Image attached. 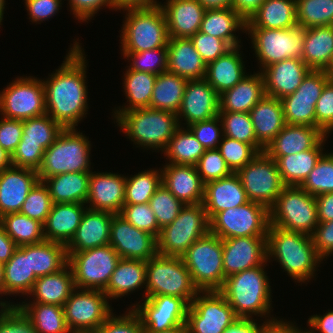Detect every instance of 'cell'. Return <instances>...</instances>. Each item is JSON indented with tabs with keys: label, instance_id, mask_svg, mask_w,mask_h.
Returning <instances> with one entry per match:
<instances>
[{
	"label": "cell",
	"instance_id": "8c879c8a",
	"mask_svg": "<svg viewBox=\"0 0 333 333\" xmlns=\"http://www.w3.org/2000/svg\"><path fill=\"white\" fill-rule=\"evenodd\" d=\"M70 10L79 22H88L102 7L115 10L113 0H68ZM88 20V21H87Z\"/></svg>",
	"mask_w": 333,
	"mask_h": 333
},
{
	"label": "cell",
	"instance_id": "816d5d0a",
	"mask_svg": "<svg viewBox=\"0 0 333 333\" xmlns=\"http://www.w3.org/2000/svg\"><path fill=\"white\" fill-rule=\"evenodd\" d=\"M160 170V171H159ZM162 185L161 169H147L126 176L125 205L145 204Z\"/></svg>",
	"mask_w": 333,
	"mask_h": 333
},
{
	"label": "cell",
	"instance_id": "4fadbf2b",
	"mask_svg": "<svg viewBox=\"0 0 333 333\" xmlns=\"http://www.w3.org/2000/svg\"><path fill=\"white\" fill-rule=\"evenodd\" d=\"M64 127L48 114L23 120V132L11 156L13 166L38 171L45 150L54 143Z\"/></svg>",
	"mask_w": 333,
	"mask_h": 333
},
{
	"label": "cell",
	"instance_id": "681fc988",
	"mask_svg": "<svg viewBox=\"0 0 333 333\" xmlns=\"http://www.w3.org/2000/svg\"><path fill=\"white\" fill-rule=\"evenodd\" d=\"M205 150L206 148L201 145L187 127L180 126L163 152L164 157L166 156V159L169 160L168 163L196 165Z\"/></svg>",
	"mask_w": 333,
	"mask_h": 333
},
{
	"label": "cell",
	"instance_id": "ee69618b",
	"mask_svg": "<svg viewBox=\"0 0 333 333\" xmlns=\"http://www.w3.org/2000/svg\"><path fill=\"white\" fill-rule=\"evenodd\" d=\"M328 135L313 149L294 155L281 156L276 160L278 171L286 186H300L324 154L323 146Z\"/></svg>",
	"mask_w": 333,
	"mask_h": 333
},
{
	"label": "cell",
	"instance_id": "8fae6325",
	"mask_svg": "<svg viewBox=\"0 0 333 333\" xmlns=\"http://www.w3.org/2000/svg\"><path fill=\"white\" fill-rule=\"evenodd\" d=\"M251 39L253 51L260 63V72L267 66L284 59L302 60L304 28L296 26L289 29L246 28Z\"/></svg>",
	"mask_w": 333,
	"mask_h": 333
},
{
	"label": "cell",
	"instance_id": "003e7915",
	"mask_svg": "<svg viewBox=\"0 0 333 333\" xmlns=\"http://www.w3.org/2000/svg\"><path fill=\"white\" fill-rule=\"evenodd\" d=\"M186 127L206 149H218L221 137H223L222 122L218 115L212 119L195 122Z\"/></svg>",
	"mask_w": 333,
	"mask_h": 333
},
{
	"label": "cell",
	"instance_id": "94428289",
	"mask_svg": "<svg viewBox=\"0 0 333 333\" xmlns=\"http://www.w3.org/2000/svg\"><path fill=\"white\" fill-rule=\"evenodd\" d=\"M0 307V333H38L16 303L0 301Z\"/></svg>",
	"mask_w": 333,
	"mask_h": 333
},
{
	"label": "cell",
	"instance_id": "ba28073f",
	"mask_svg": "<svg viewBox=\"0 0 333 333\" xmlns=\"http://www.w3.org/2000/svg\"><path fill=\"white\" fill-rule=\"evenodd\" d=\"M199 291H219L225 281L223 240L210 231L196 240L182 256Z\"/></svg>",
	"mask_w": 333,
	"mask_h": 333
},
{
	"label": "cell",
	"instance_id": "d4e9b609",
	"mask_svg": "<svg viewBox=\"0 0 333 333\" xmlns=\"http://www.w3.org/2000/svg\"><path fill=\"white\" fill-rule=\"evenodd\" d=\"M39 181L37 171L9 166L0 172V218L20 212L28 193Z\"/></svg>",
	"mask_w": 333,
	"mask_h": 333
},
{
	"label": "cell",
	"instance_id": "b62a3aed",
	"mask_svg": "<svg viewBox=\"0 0 333 333\" xmlns=\"http://www.w3.org/2000/svg\"><path fill=\"white\" fill-rule=\"evenodd\" d=\"M11 165V155L0 146V172Z\"/></svg>",
	"mask_w": 333,
	"mask_h": 333
},
{
	"label": "cell",
	"instance_id": "e7e4bbea",
	"mask_svg": "<svg viewBox=\"0 0 333 333\" xmlns=\"http://www.w3.org/2000/svg\"><path fill=\"white\" fill-rule=\"evenodd\" d=\"M190 40L206 65L232 49L226 41L200 31L191 36Z\"/></svg>",
	"mask_w": 333,
	"mask_h": 333
},
{
	"label": "cell",
	"instance_id": "11a10c76",
	"mask_svg": "<svg viewBox=\"0 0 333 333\" xmlns=\"http://www.w3.org/2000/svg\"><path fill=\"white\" fill-rule=\"evenodd\" d=\"M300 187L315 197L333 193V151L321 156Z\"/></svg>",
	"mask_w": 333,
	"mask_h": 333
},
{
	"label": "cell",
	"instance_id": "8992f818",
	"mask_svg": "<svg viewBox=\"0 0 333 333\" xmlns=\"http://www.w3.org/2000/svg\"><path fill=\"white\" fill-rule=\"evenodd\" d=\"M121 27L122 52H142L168 45L169 35L165 14L160 6L127 8Z\"/></svg>",
	"mask_w": 333,
	"mask_h": 333
},
{
	"label": "cell",
	"instance_id": "6da1fadb",
	"mask_svg": "<svg viewBox=\"0 0 333 333\" xmlns=\"http://www.w3.org/2000/svg\"><path fill=\"white\" fill-rule=\"evenodd\" d=\"M80 44L75 40L61 66L55 73H51L46 81L42 80L46 114L64 128L78 126L89 109L86 85L87 60Z\"/></svg>",
	"mask_w": 333,
	"mask_h": 333
},
{
	"label": "cell",
	"instance_id": "4316f807",
	"mask_svg": "<svg viewBox=\"0 0 333 333\" xmlns=\"http://www.w3.org/2000/svg\"><path fill=\"white\" fill-rule=\"evenodd\" d=\"M113 215L114 213L108 211L87 208L74 236L66 245L67 253L109 245Z\"/></svg>",
	"mask_w": 333,
	"mask_h": 333
},
{
	"label": "cell",
	"instance_id": "f5cc1de1",
	"mask_svg": "<svg viewBox=\"0 0 333 333\" xmlns=\"http://www.w3.org/2000/svg\"><path fill=\"white\" fill-rule=\"evenodd\" d=\"M299 27L333 26V0H296Z\"/></svg>",
	"mask_w": 333,
	"mask_h": 333
},
{
	"label": "cell",
	"instance_id": "603a6c76",
	"mask_svg": "<svg viewBox=\"0 0 333 333\" xmlns=\"http://www.w3.org/2000/svg\"><path fill=\"white\" fill-rule=\"evenodd\" d=\"M220 95L205 80H188L184 89L181 107L177 113L178 122L184 126L206 121L219 114ZM181 119V120H180Z\"/></svg>",
	"mask_w": 333,
	"mask_h": 333
},
{
	"label": "cell",
	"instance_id": "7a4b0ae2",
	"mask_svg": "<svg viewBox=\"0 0 333 333\" xmlns=\"http://www.w3.org/2000/svg\"><path fill=\"white\" fill-rule=\"evenodd\" d=\"M273 258L295 282L313 279L323 259L317 254L311 235L270 225L267 234V260Z\"/></svg>",
	"mask_w": 333,
	"mask_h": 333
},
{
	"label": "cell",
	"instance_id": "f1b7e54d",
	"mask_svg": "<svg viewBox=\"0 0 333 333\" xmlns=\"http://www.w3.org/2000/svg\"><path fill=\"white\" fill-rule=\"evenodd\" d=\"M327 135L317 127L285 124L264 150L275 161L315 148Z\"/></svg>",
	"mask_w": 333,
	"mask_h": 333
},
{
	"label": "cell",
	"instance_id": "836d02e7",
	"mask_svg": "<svg viewBox=\"0 0 333 333\" xmlns=\"http://www.w3.org/2000/svg\"><path fill=\"white\" fill-rule=\"evenodd\" d=\"M249 114L257 143L265 150L286 124L281 99L265 95Z\"/></svg>",
	"mask_w": 333,
	"mask_h": 333
},
{
	"label": "cell",
	"instance_id": "7dc6e473",
	"mask_svg": "<svg viewBox=\"0 0 333 333\" xmlns=\"http://www.w3.org/2000/svg\"><path fill=\"white\" fill-rule=\"evenodd\" d=\"M187 79L168 71L157 75L150 108L177 114L184 95Z\"/></svg>",
	"mask_w": 333,
	"mask_h": 333
},
{
	"label": "cell",
	"instance_id": "44dd1931",
	"mask_svg": "<svg viewBox=\"0 0 333 333\" xmlns=\"http://www.w3.org/2000/svg\"><path fill=\"white\" fill-rule=\"evenodd\" d=\"M109 244L123 259L147 262L157 254L156 237L136 228L119 214L112 217Z\"/></svg>",
	"mask_w": 333,
	"mask_h": 333
},
{
	"label": "cell",
	"instance_id": "d590c367",
	"mask_svg": "<svg viewBox=\"0 0 333 333\" xmlns=\"http://www.w3.org/2000/svg\"><path fill=\"white\" fill-rule=\"evenodd\" d=\"M240 47H233L225 55L211 61L206 66L204 79L219 95L233 88L247 75Z\"/></svg>",
	"mask_w": 333,
	"mask_h": 333
},
{
	"label": "cell",
	"instance_id": "2644e50d",
	"mask_svg": "<svg viewBox=\"0 0 333 333\" xmlns=\"http://www.w3.org/2000/svg\"><path fill=\"white\" fill-rule=\"evenodd\" d=\"M29 19L32 23L49 20L61 10L62 0H24ZM40 22V23H39Z\"/></svg>",
	"mask_w": 333,
	"mask_h": 333
},
{
	"label": "cell",
	"instance_id": "deb4b68c",
	"mask_svg": "<svg viewBox=\"0 0 333 333\" xmlns=\"http://www.w3.org/2000/svg\"><path fill=\"white\" fill-rule=\"evenodd\" d=\"M113 2L116 11L127 8H150L161 4L157 0H113Z\"/></svg>",
	"mask_w": 333,
	"mask_h": 333
},
{
	"label": "cell",
	"instance_id": "1f68e13d",
	"mask_svg": "<svg viewBox=\"0 0 333 333\" xmlns=\"http://www.w3.org/2000/svg\"><path fill=\"white\" fill-rule=\"evenodd\" d=\"M206 66L190 38L169 37L167 45L168 72L187 80H200L205 78Z\"/></svg>",
	"mask_w": 333,
	"mask_h": 333
},
{
	"label": "cell",
	"instance_id": "74e56055",
	"mask_svg": "<svg viewBox=\"0 0 333 333\" xmlns=\"http://www.w3.org/2000/svg\"><path fill=\"white\" fill-rule=\"evenodd\" d=\"M246 30V20L232 7L207 9L200 32L226 41L232 48L241 46V39L234 33Z\"/></svg>",
	"mask_w": 333,
	"mask_h": 333
},
{
	"label": "cell",
	"instance_id": "91938a15",
	"mask_svg": "<svg viewBox=\"0 0 333 333\" xmlns=\"http://www.w3.org/2000/svg\"><path fill=\"white\" fill-rule=\"evenodd\" d=\"M52 204L48 188L43 181L39 180L28 193L20 213L44 224L50 213Z\"/></svg>",
	"mask_w": 333,
	"mask_h": 333
},
{
	"label": "cell",
	"instance_id": "e575fe53",
	"mask_svg": "<svg viewBox=\"0 0 333 333\" xmlns=\"http://www.w3.org/2000/svg\"><path fill=\"white\" fill-rule=\"evenodd\" d=\"M265 95L262 73L247 74L233 88L220 94L219 112L249 113Z\"/></svg>",
	"mask_w": 333,
	"mask_h": 333
},
{
	"label": "cell",
	"instance_id": "bcb514c9",
	"mask_svg": "<svg viewBox=\"0 0 333 333\" xmlns=\"http://www.w3.org/2000/svg\"><path fill=\"white\" fill-rule=\"evenodd\" d=\"M157 75L139 72L136 70L126 69L124 73V94H126V106H120L114 111V119L116 120L123 112L136 108H150L152 91L155 85ZM119 109V110H118Z\"/></svg>",
	"mask_w": 333,
	"mask_h": 333
},
{
	"label": "cell",
	"instance_id": "ac0fdd59",
	"mask_svg": "<svg viewBox=\"0 0 333 333\" xmlns=\"http://www.w3.org/2000/svg\"><path fill=\"white\" fill-rule=\"evenodd\" d=\"M107 300L102 290L75 288L63 306L68 329L97 330L113 313Z\"/></svg>",
	"mask_w": 333,
	"mask_h": 333
},
{
	"label": "cell",
	"instance_id": "8d00e7d4",
	"mask_svg": "<svg viewBox=\"0 0 333 333\" xmlns=\"http://www.w3.org/2000/svg\"><path fill=\"white\" fill-rule=\"evenodd\" d=\"M73 271L67 264L60 271L37 278L31 292L28 294L31 303L52 304L64 306L75 289Z\"/></svg>",
	"mask_w": 333,
	"mask_h": 333
},
{
	"label": "cell",
	"instance_id": "5803f987",
	"mask_svg": "<svg viewBox=\"0 0 333 333\" xmlns=\"http://www.w3.org/2000/svg\"><path fill=\"white\" fill-rule=\"evenodd\" d=\"M3 283H4V268L3 264H0V295L3 296Z\"/></svg>",
	"mask_w": 333,
	"mask_h": 333
},
{
	"label": "cell",
	"instance_id": "cb8c5ba5",
	"mask_svg": "<svg viewBox=\"0 0 333 333\" xmlns=\"http://www.w3.org/2000/svg\"><path fill=\"white\" fill-rule=\"evenodd\" d=\"M126 176L111 172H91L87 207L119 214L125 205Z\"/></svg>",
	"mask_w": 333,
	"mask_h": 333
},
{
	"label": "cell",
	"instance_id": "484cf974",
	"mask_svg": "<svg viewBox=\"0 0 333 333\" xmlns=\"http://www.w3.org/2000/svg\"><path fill=\"white\" fill-rule=\"evenodd\" d=\"M310 70L298 58L284 59L265 67L261 73L266 95L282 99L293 94Z\"/></svg>",
	"mask_w": 333,
	"mask_h": 333
},
{
	"label": "cell",
	"instance_id": "83f0119b",
	"mask_svg": "<svg viewBox=\"0 0 333 333\" xmlns=\"http://www.w3.org/2000/svg\"><path fill=\"white\" fill-rule=\"evenodd\" d=\"M161 173L162 185L184 205L202 203L204 183L195 165L166 163Z\"/></svg>",
	"mask_w": 333,
	"mask_h": 333
},
{
	"label": "cell",
	"instance_id": "a7ac6f4b",
	"mask_svg": "<svg viewBox=\"0 0 333 333\" xmlns=\"http://www.w3.org/2000/svg\"><path fill=\"white\" fill-rule=\"evenodd\" d=\"M316 127L326 135L333 131V78H330L315 106Z\"/></svg>",
	"mask_w": 333,
	"mask_h": 333
},
{
	"label": "cell",
	"instance_id": "30bf717a",
	"mask_svg": "<svg viewBox=\"0 0 333 333\" xmlns=\"http://www.w3.org/2000/svg\"><path fill=\"white\" fill-rule=\"evenodd\" d=\"M270 225L312 235L319 224L315 196L300 186H286L269 208Z\"/></svg>",
	"mask_w": 333,
	"mask_h": 333
},
{
	"label": "cell",
	"instance_id": "7c38bea8",
	"mask_svg": "<svg viewBox=\"0 0 333 333\" xmlns=\"http://www.w3.org/2000/svg\"><path fill=\"white\" fill-rule=\"evenodd\" d=\"M210 232L228 239L247 236H267L270 226L269 208L249 201L232 209L216 213L210 220Z\"/></svg>",
	"mask_w": 333,
	"mask_h": 333
},
{
	"label": "cell",
	"instance_id": "f6af8a7d",
	"mask_svg": "<svg viewBox=\"0 0 333 333\" xmlns=\"http://www.w3.org/2000/svg\"><path fill=\"white\" fill-rule=\"evenodd\" d=\"M29 264L36 278L60 271L68 264L66 245L48 240L30 244Z\"/></svg>",
	"mask_w": 333,
	"mask_h": 333
},
{
	"label": "cell",
	"instance_id": "6f0895ef",
	"mask_svg": "<svg viewBox=\"0 0 333 333\" xmlns=\"http://www.w3.org/2000/svg\"><path fill=\"white\" fill-rule=\"evenodd\" d=\"M218 150L233 173L246 166L259 152L250 144L223 136Z\"/></svg>",
	"mask_w": 333,
	"mask_h": 333
},
{
	"label": "cell",
	"instance_id": "9a60e30c",
	"mask_svg": "<svg viewBox=\"0 0 333 333\" xmlns=\"http://www.w3.org/2000/svg\"><path fill=\"white\" fill-rule=\"evenodd\" d=\"M0 115L7 119L26 120L46 114L42 79L23 76L0 91Z\"/></svg>",
	"mask_w": 333,
	"mask_h": 333
},
{
	"label": "cell",
	"instance_id": "603ad722",
	"mask_svg": "<svg viewBox=\"0 0 333 333\" xmlns=\"http://www.w3.org/2000/svg\"><path fill=\"white\" fill-rule=\"evenodd\" d=\"M144 333H153V332H146L144 330ZM156 333H189V330L187 328V325L184 324L182 326H178V327H175V328L167 330V331L156 332Z\"/></svg>",
	"mask_w": 333,
	"mask_h": 333
},
{
	"label": "cell",
	"instance_id": "03108f58",
	"mask_svg": "<svg viewBox=\"0 0 333 333\" xmlns=\"http://www.w3.org/2000/svg\"><path fill=\"white\" fill-rule=\"evenodd\" d=\"M129 311V312H128ZM123 315L112 313L97 329L98 333H144V328L139 315L132 309Z\"/></svg>",
	"mask_w": 333,
	"mask_h": 333
},
{
	"label": "cell",
	"instance_id": "9c48e42d",
	"mask_svg": "<svg viewBox=\"0 0 333 333\" xmlns=\"http://www.w3.org/2000/svg\"><path fill=\"white\" fill-rule=\"evenodd\" d=\"M210 231V221L202 203L187 204L171 224L164 226L156 238L157 253L182 257L187 249Z\"/></svg>",
	"mask_w": 333,
	"mask_h": 333
},
{
	"label": "cell",
	"instance_id": "c3c4849f",
	"mask_svg": "<svg viewBox=\"0 0 333 333\" xmlns=\"http://www.w3.org/2000/svg\"><path fill=\"white\" fill-rule=\"evenodd\" d=\"M16 305L30 319L38 333H70L62 306L28 303L26 300Z\"/></svg>",
	"mask_w": 333,
	"mask_h": 333
},
{
	"label": "cell",
	"instance_id": "e0dca14e",
	"mask_svg": "<svg viewBox=\"0 0 333 333\" xmlns=\"http://www.w3.org/2000/svg\"><path fill=\"white\" fill-rule=\"evenodd\" d=\"M239 318L219 291H200L187 311L189 333H223Z\"/></svg>",
	"mask_w": 333,
	"mask_h": 333
},
{
	"label": "cell",
	"instance_id": "67dfc351",
	"mask_svg": "<svg viewBox=\"0 0 333 333\" xmlns=\"http://www.w3.org/2000/svg\"><path fill=\"white\" fill-rule=\"evenodd\" d=\"M207 9H221L232 7V0H198Z\"/></svg>",
	"mask_w": 333,
	"mask_h": 333
},
{
	"label": "cell",
	"instance_id": "89a4df30",
	"mask_svg": "<svg viewBox=\"0 0 333 333\" xmlns=\"http://www.w3.org/2000/svg\"><path fill=\"white\" fill-rule=\"evenodd\" d=\"M23 132V121L7 119L1 116L0 119V146L11 156L17 149Z\"/></svg>",
	"mask_w": 333,
	"mask_h": 333
},
{
	"label": "cell",
	"instance_id": "be15d7a7",
	"mask_svg": "<svg viewBox=\"0 0 333 333\" xmlns=\"http://www.w3.org/2000/svg\"><path fill=\"white\" fill-rule=\"evenodd\" d=\"M119 215L136 228L158 237L161 229L149 203L124 205Z\"/></svg>",
	"mask_w": 333,
	"mask_h": 333
},
{
	"label": "cell",
	"instance_id": "60d3db41",
	"mask_svg": "<svg viewBox=\"0 0 333 333\" xmlns=\"http://www.w3.org/2000/svg\"><path fill=\"white\" fill-rule=\"evenodd\" d=\"M3 268V295L21 294L28 297L37 279L30 271L29 245L19 246Z\"/></svg>",
	"mask_w": 333,
	"mask_h": 333
},
{
	"label": "cell",
	"instance_id": "b9fcfbb0",
	"mask_svg": "<svg viewBox=\"0 0 333 333\" xmlns=\"http://www.w3.org/2000/svg\"><path fill=\"white\" fill-rule=\"evenodd\" d=\"M18 247L0 225V264L7 263Z\"/></svg>",
	"mask_w": 333,
	"mask_h": 333
},
{
	"label": "cell",
	"instance_id": "979ff035",
	"mask_svg": "<svg viewBox=\"0 0 333 333\" xmlns=\"http://www.w3.org/2000/svg\"><path fill=\"white\" fill-rule=\"evenodd\" d=\"M258 320L238 319L231 326L224 330L223 333H257ZM257 322V323H256Z\"/></svg>",
	"mask_w": 333,
	"mask_h": 333
},
{
	"label": "cell",
	"instance_id": "4dcf8cb0",
	"mask_svg": "<svg viewBox=\"0 0 333 333\" xmlns=\"http://www.w3.org/2000/svg\"><path fill=\"white\" fill-rule=\"evenodd\" d=\"M249 202L241 180L236 173L204 184V205L208 219L216 213Z\"/></svg>",
	"mask_w": 333,
	"mask_h": 333
},
{
	"label": "cell",
	"instance_id": "db71d44e",
	"mask_svg": "<svg viewBox=\"0 0 333 333\" xmlns=\"http://www.w3.org/2000/svg\"><path fill=\"white\" fill-rule=\"evenodd\" d=\"M222 122L223 136L252 145L259 153L264 149L257 143L253 124L249 113L219 112Z\"/></svg>",
	"mask_w": 333,
	"mask_h": 333
},
{
	"label": "cell",
	"instance_id": "2a66077c",
	"mask_svg": "<svg viewBox=\"0 0 333 333\" xmlns=\"http://www.w3.org/2000/svg\"><path fill=\"white\" fill-rule=\"evenodd\" d=\"M317 217L319 222L333 221V193L316 196Z\"/></svg>",
	"mask_w": 333,
	"mask_h": 333
},
{
	"label": "cell",
	"instance_id": "11e5206c",
	"mask_svg": "<svg viewBox=\"0 0 333 333\" xmlns=\"http://www.w3.org/2000/svg\"><path fill=\"white\" fill-rule=\"evenodd\" d=\"M307 323L313 333H333V310L328 309L324 315H311Z\"/></svg>",
	"mask_w": 333,
	"mask_h": 333
},
{
	"label": "cell",
	"instance_id": "2e32d148",
	"mask_svg": "<svg viewBox=\"0 0 333 333\" xmlns=\"http://www.w3.org/2000/svg\"><path fill=\"white\" fill-rule=\"evenodd\" d=\"M239 176L249 201L270 208L286 187L278 171L276 161L265 151L260 152L246 166L239 169Z\"/></svg>",
	"mask_w": 333,
	"mask_h": 333
},
{
	"label": "cell",
	"instance_id": "5b68a950",
	"mask_svg": "<svg viewBox=\"0 0 333 333\" xmlns=\"http://www.w3.org/2000/svg\"><path fill=\"white\" fill-rule=\"evenodd\" d=\"M77 128H64L57 139L44 152L41 167L37 171L43 181L63 173H91V141Z\"/></svg>",
	"mask_w": 333,
	"mask_h": 333
},
{
	"label": "cell",
	"instance_id": "277c9868",
	"mask_svg": "<svg viewBox=\"0 0 333 333\" xmlns=\"http://www.w3.org/2000/svg\"><path fill=\"white\" fill-rule=\"evenodd\" d=\"M115 123L136 147L162 153L180 127L177 114L149 107L125 111Z\"/></svg>",
	"mask_w": 333,
	"mask_h": 333
},
{
	"label": "cell",
	"instance_id": "9f6ffc18",
	"mask_svg": "<svg viewBox=\"0 0 333 333\" xmlns=\"http://www.w3.org/2000/svg\"><path fill=\"white\" fill-rule=\"evenodd\" d=\"M127 60H132L131 70L159 75L167 71V46L142 52H121Z\"/></svg>",
	"mask_w": 333,
	"mask_h": 333
},
{
	"label": "cell",
	"instance_id": "680465c9",
	"mask_svg": "<svg viewBox=\"0 0 333 333\" xmlns=\"http://www.w3.org/2000/svg\"><path fill=\"white\" fill-rule=\"evenodd\" d=\"M149 205L154 212L160 229L171 224L184 206L164 185L156 190L149 200Z\"/></svg>",
	"mask_w": 333,
	"mask_h": 333
},
{
	"label": "cell",
	"instance_id": "ab89813d",
	"mask_svg": "<svg viewBox=\"0 0 333 333\" xmlns=\"http://www.w3.org/2000/svg\"><path fill=\"white\" fill-rule=\"evenodd\" d=\"M140 287L146 288V261L121 258L103 292L116 300Z\"/></svg>",
	"mask_w": 333,
	"mask_h": 333
},
{
	"label": "cell",
	"instance_id": "3957f363",
	"mask_svg": "<svg viewBox=\"0 0 333 333\" xmlns=\"http://www.w3.org/2000/svg\"><path fill=\"white\" fill-rule=\"evenodd\" d=\"M267 264L247 269L225 278L219 292L240 319L252 316L271 319V286L265 267ZM254 314V315H253Z\"/></svg>",
	"mask_w": 333,
	"mask_h": 333
},
{
	"label": "cell",
	"instance_id": "6125c7cd",
	"mask_svg": "<svg viewBox=\"0 0 333 333\" xmlns=\"http://www.w3.org/2000/svg\"><path fill=\"white\" fill-rule=\"evenodd\" d=\"M195 166L204 184L228 177L233 173L218 149H206Z\"/></svg>",
	"mask_w": 333,
	"mask_h": 333
},
{
	"label": "cell",
	"instance_id": "b9f144b4",
	"mask_svg": "<svg viewBox=\"0 0 333 333\" xmlns=\"http://www.w3.org/2000/svg\"><path fill=\"white\" fill-rule=\"evenodd\" d=\"M333 58V26L304 29L302 60L312 70H326Z\"/></svg>",
	"mask_w": 333,
	"mask_h": 333
},
{
	"label": "cell",
	"instance_id": "f546056e",
	"mask_svg": "<svg viewBox=\"0 0 333 333\" xmlns=\"http://www.w3.org/2000/svg\"><path fill=\"white\" fill-rule=\"evenodd\" d=\"M166 2V3H165ZM160 4L173 38H190L200 30L206 9L198 0H166Z\"/></svg>",
	"mask_w": 333,
	"mask_h": 333
},
{
	"label": "cell",
	"instance_id": "34e18365",
	"mask_svg": "<svg viewBox=\"0 0 333 333\" xmlns=\"http://www.w3.org/2000/svg\"><path fill=\"white\" fill-rule=\"evenodd\" d=\"M290 321H284L283 319L277 320L275 317L267 319L262 324H258L257 333H291L297 326Z\"/></svg>",
	"mask_w": 333,
	"mask_h": 333
},
{
	"label": "cell",
	"instance_id": "ffe728a7",
	"mask_svg": "<svg viewBox=\"0 0 333 333\" xmlns=\"http://www.w3.org/2000/svg\"><path fill=\"white\" fill-rule=\"evenodd\" d=\"M130 306L140 317L146 332H162L186 324L189 304L180 297L151 296Z\"/></svg>",
	"mask_w": 333,
	"mask_h": 333
},
{
	"label": "cell",
	"instance_id": "7bdbcfd3",
	"mask_svg": "<svg viewBox=\"0 0 333 333\" xmlns=\"http://www.w3.org/2000/svg\"><path fill=\"white\" fill-rule=\"evenodd\" d=\"M91 173H63L43 180L53 203L86 204Z\"/></svg>",
	"mask_w": 333,
	"mask_h": 333
},
{
	"label": "cell",
	"instance_id": "09005b40",
	"mask_svg": "<svg viewBox=\"0 0 333 333\" xmlns=\"http://www.w3.org/2000/svg\"><path fill=\"white\" fill-rule=\"evenodd\" d=\"M264 0H232L234 8L245 20L259 8Z\"/></svg>",
	"mask_w": 333,
	"mask_h": 333
},
{
	"label": "cell",
	"instance_id": "d6986e66",
	"mask_svg": "<svg viewBox=\"0 0 333 333\" xmlns=\"http://www.w3.org/2000/svg\"><path fill=\"white\" fill-rule=\"evenodd\" d=\"M325 70H310L293 94L281 99L286 124L316 127L315 106L326 82Z\"/></svg>",
	"mask_w": 333,
	"mask_h": 333
},
{
	"label": "cell",
	"instance_id": "753ad0ef",
	"mask_svg": "<svg viewBox=\"0 0 333 333\" xmlns=\"http://www.w3.org/2000/svg\"><path fill=\"white\" fill-rule=\"evenodd\" d=\"M311 237L317 254L323 260L333 254V221L319 222Z\"/></svg>",
	"mask_w": 333,
	"mask_h": 333
},
{
	"label": "cell",
	"instance_id": "f35d334b",
	"mask_svg": "<svg viewBox=\"0 0 333 333\" xmlns=\"http://www.w3.org/2000/svg\"><path fill=\"white\" fill-rule=\"evenodd\" d=\"M296 26V0H264L246 20V28L289 29Z\"/></svg>",
	"mask_w": 333,
	"mask_h": 333
},
{
	"label": "cell",
	"instance_id": "5bb4252c",
	"mask_svg": "<svg viewBox=\"0 0 333 333\" xmlns=\"http://www.w3.org/2000/svg\"><path fill=\"white\" fill-rule=\"evenodd\" d=\"M76 288L104 290L117 263L118 253L106 245L81 252L67 253Z\"/></svg>",
	"mask_w": 333,
	"mask_h": 333
},
{
	"label": "cell",
	"instance_id": "52a82bcc",
	"mask_svg": "<svg viewBox=\"0 0 333 333\" xmlns=\"http://www.w3.org/2000/svg\"><path fill=\"white\" fill-rule=\"evenodd\" d=\"M182 257L156 254L146 262L145 298L169 295L183 298L189 305L199 293Z\"/></svg>",
	"mask_w": 333,
	"mask_h": 333
},
{
	"label": "cell",
	"instance_id": "f907efd6",
	"mask_svg": "<svg viewBox=\"0 0 333 333\" xmlns=\"http://www.w3.org/2000/svg\"><path fill=\"white\" fill-rule=\"evenodd\" d=\"M0 225L18 246L36 244L45 240L43 224L20 212L2 216Z\"/></svg>",
	"mask_w": 333,
	"mask_h": 333
},
{
	"label": "cell",
	"instance_id": "d6a6232c",
	"mask_svg": "<svg viewBox=\"0 0 333 333\" xmlns=\"http://www.w3.org/2000/svg\"><path fill=\"white\" fill-rule=\"evenodd\" d=\"M83 203H53L43 224L45 240L67 245L81 223L85 210Z\"/></svg>",
	"mask_w": 333,
	"mask_h": 333
},
{
	"label": "cell",
	"instance_id": "7402d4cb",
	"mask_svg": "<svg viewBox=\"0 0 333 333\" xmlns=\"http://www.w3.org/2000/svg\"><path fill=\"white\" fill-rule=\"evenodd\" d=\"M267 236L223 239V270L228 276L267 264Z\"/></svg>",
	"mask_w": 333,
	"mask_h": 333
}]
</instances>
